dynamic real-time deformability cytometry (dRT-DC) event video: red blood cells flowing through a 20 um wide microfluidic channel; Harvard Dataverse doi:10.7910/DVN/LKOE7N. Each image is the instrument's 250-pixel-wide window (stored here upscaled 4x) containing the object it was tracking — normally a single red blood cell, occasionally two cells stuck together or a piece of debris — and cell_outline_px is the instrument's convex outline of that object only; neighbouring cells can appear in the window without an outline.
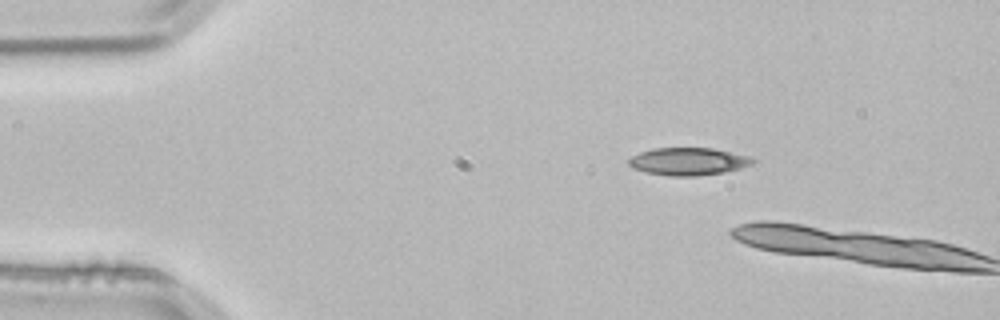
{"species": "common noctule bat (a hibernating species)", "species_latin": "Nyctalus noctula", "temperature_condition": "room temperature", "stored_images_in_passage": 2, "camera_frame_rate_fps": 3000, "um_per_image_px": 0.085, "animal": {"sex": "male", "body_mass_g": 21.5, "forearm_length_mm": 52.0}, "frame": {"image": 1, "passage_image": 1, "time_ms": 0.0, "image_size_px": [1000, 320], "cell_outline_px": [[756, 160], [752, 164], [740, 168], [720, 172], [696, 176], [668, 176], [644, 172], [632, 168], [628, 164], [628, 160], [632, 156], [640, 152], [652, 148], [712, 148], [748, 156]], "centroid_in_image_um": [58.44, 13.72], "position_along_channel_um": 26.6, "area_um2": 19.83}}